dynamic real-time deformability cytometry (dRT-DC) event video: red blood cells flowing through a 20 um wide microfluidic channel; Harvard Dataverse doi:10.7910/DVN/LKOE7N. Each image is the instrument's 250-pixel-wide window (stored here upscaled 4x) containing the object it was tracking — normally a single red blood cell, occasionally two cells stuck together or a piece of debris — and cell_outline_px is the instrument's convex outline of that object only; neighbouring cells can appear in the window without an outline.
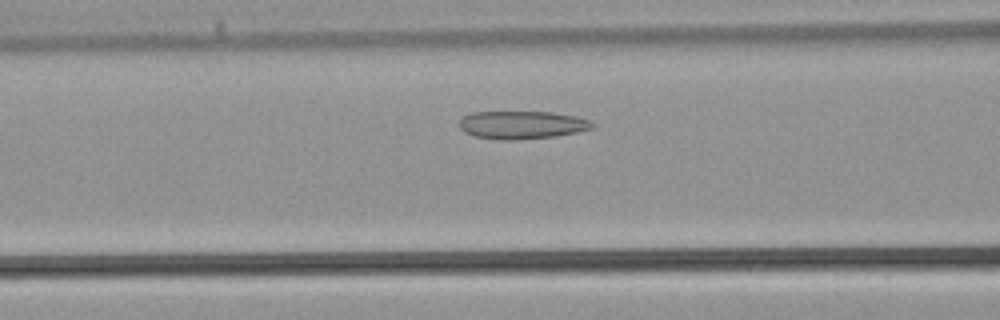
{"species": "common noctule bat (a hibernating species)", "species_latin": "Nyctalus noctula", "temperature_condition": "warm", "stored_images_in_passage": 28, "camera_frame_rate_fps": 3000, "um_per_image_px": 0.085, "animal": {"sex": "male", "body_mass_g": 21.5, "forearm_length_mm": 52.0}, "frame": {"image": 1, "passage_image": 9, "time_ms": 2.667, "image_size_px": [1000, 320], "cell_outline_px": [[596, 124], [592, 128], [576, 132], [556, 136], [512, 140], [500, 140], [472, 136], [464, 132], [460, 128], [460, 120], [464, 116], [472, 112], [552, 112], [576, 116], [588, 120]], "centroid_in_image_um": [44.35, 10.62], "position_along_channel_um": 122.3, "area_um2": 21.68}}
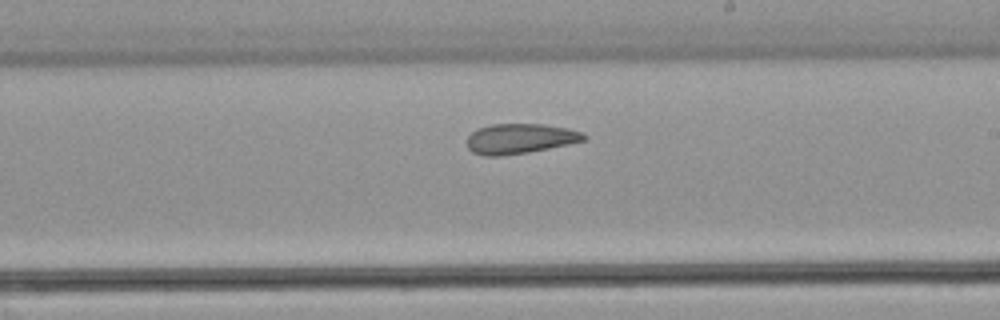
{"frame": {"image": 2, "passage_image": 16, "time_ms": 5.0, "image_size_px": [1000, 320], "cell_outline_px": [[588, 140], [528, 152], [500, 156], [484, 156], [472, 152], [468, 148], [468, 136], [476, 128], [492, 124], [544, 124], [568, 128], [580, 132], [588, 136]], "centroid_in_image_um": [44.2, 11.78], "position_along_channel_um": 244.8, "area_um2": 20.52}}
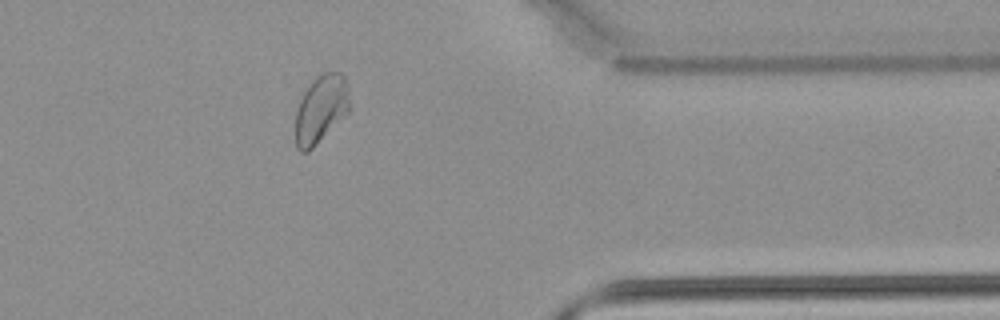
{"frame": {"image": 3, "passage_image": 25, "time_ms": 8.0, "image_size_px": [1000, 320], "cell_outline_px": [[348, 112], [308, 152], [300, 152], [296, 148], [296, 112], [300, 100], [308, 84], [320, 72], [340, 72], [344, 76], [348, 84]], "centroid_in_image_um": [27.26, 9.24], "position_along_channel_um": 384.1, "area_um2": 21.27}}